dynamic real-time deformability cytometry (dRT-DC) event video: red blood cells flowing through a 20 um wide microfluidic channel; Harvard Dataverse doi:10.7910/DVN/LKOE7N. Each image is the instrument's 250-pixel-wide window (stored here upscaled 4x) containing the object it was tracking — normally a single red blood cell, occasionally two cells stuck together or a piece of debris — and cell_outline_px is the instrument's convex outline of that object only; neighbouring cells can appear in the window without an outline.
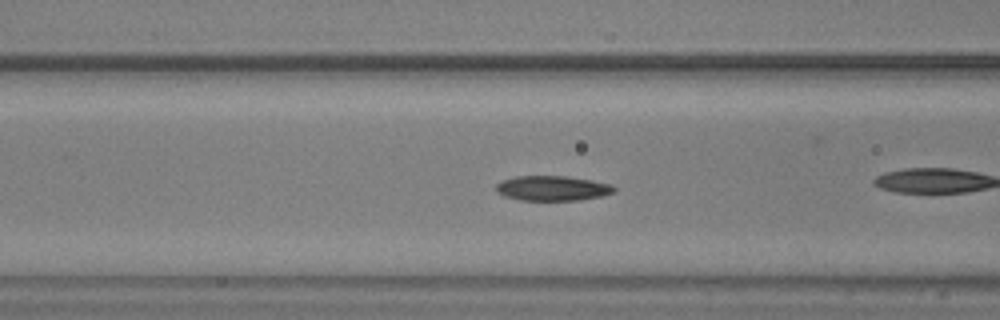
{"species": "common noctule bat (a hibernating species)", "species_latin": "Nyctalus noctula", "temperature_condition": "warm", "stored_images_in_passage": 27, "camera_frame_rate_fps": 3000, "um_per_image_px": 0.085, "animal": {"sex": "male", "body_mass_g": 20.5, "forearm_length_mm": 52.5}, "frame": {"image": 1, "passage_image": 5, "time_ms": 1.333, "image_size_px": [1000, 320], "cell_outline_px": [[616, 188], [612, 192], [600, 196], [580, 200], [520, 200], [504, 196], [496, 192], [496, 184], [504, 180], [516, 176], [568, 176], [592, 180], [612, 184]], "centroid_in_image_um": [46.95, 16.0], "position_along_channel_um": 119.7, "area_um2": 17.11}}